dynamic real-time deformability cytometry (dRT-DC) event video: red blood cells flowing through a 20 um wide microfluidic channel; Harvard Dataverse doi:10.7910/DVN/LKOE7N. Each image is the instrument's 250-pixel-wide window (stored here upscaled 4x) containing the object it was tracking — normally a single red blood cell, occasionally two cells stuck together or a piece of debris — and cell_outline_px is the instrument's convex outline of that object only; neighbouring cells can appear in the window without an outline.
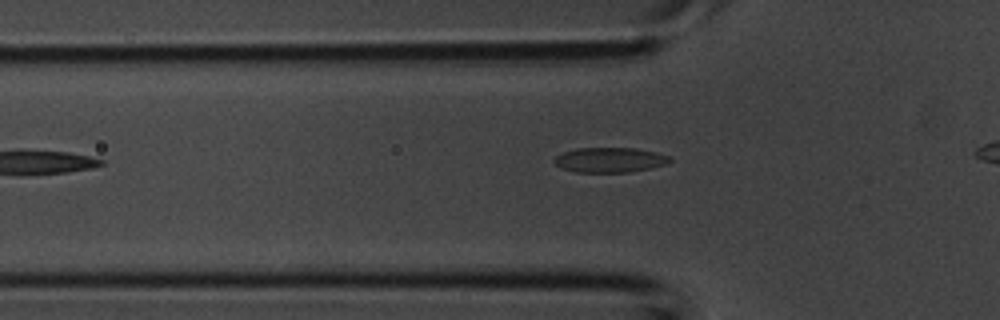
{"species": "common noctule bat (a hibernating species)", "species_latin": "Nyctalus noctula", "temperature_condition": "room temperature", "stored_images_in_passage": 6, "segment_of_instrument_passage": [1, 2], "camera_frame_rate_fps": 3000, "um_per_image_px": 0.085, "animal": {"sex": "male", "body_mass_g": 20.1, "forearm_length_mm": 53.5}, "frame": {"image": 1, "passage_image": 3, "time_ms": 0.667, "image_size_px": [1000, 320], "cell_outline_px": [[672, 160], [664, 164], [652, 168], [628, 172], [576, 172], [560, 168], [552, 160], [556, 156], [564, 152], [576, 148], [636, 148], [656, 152], [672, 156]], "centroid_in_image_um": [51.84, 13.59], "position_along_channel_um": 74.0, "area_um2": 16.88}}